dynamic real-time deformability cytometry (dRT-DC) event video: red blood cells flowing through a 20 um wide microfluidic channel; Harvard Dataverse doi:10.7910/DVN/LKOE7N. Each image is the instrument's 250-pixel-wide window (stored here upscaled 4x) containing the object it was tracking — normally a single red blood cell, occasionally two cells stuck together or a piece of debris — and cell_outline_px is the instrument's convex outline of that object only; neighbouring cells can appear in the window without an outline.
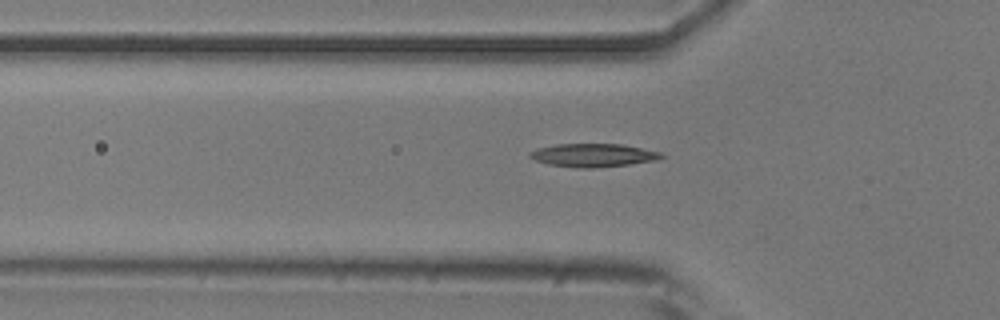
{"species": "common noctule bat (a hibernating species)", "species_latin": "Nyctalus noctula", "temperature_condition": "room temperature", "stored_images_in_passage": 36, "camera_frame_rate_fps": 3000, "um_per_image_px": 0.085, "animal": {"sex": "male", "body_mass_g": 20.5, "forearm_length_mm": 52.5}, "frame": {"image": 1, "passage_image": 5, "time_ms": 1.333, "image_size_px": [1000, 320], "cell_outline_px": [[664, 156], [656, 160], [628, 164], [592, 168], [580, 168], [548, 164], [536, 160], [528, 156], [528, 152], [536, 148], [556, 144], [620, 144], [660, 152]], "centroid_in_image_um": [50.36, 13.19], "position_along_channel_um": 75.4, "area_um2": 17.63}}
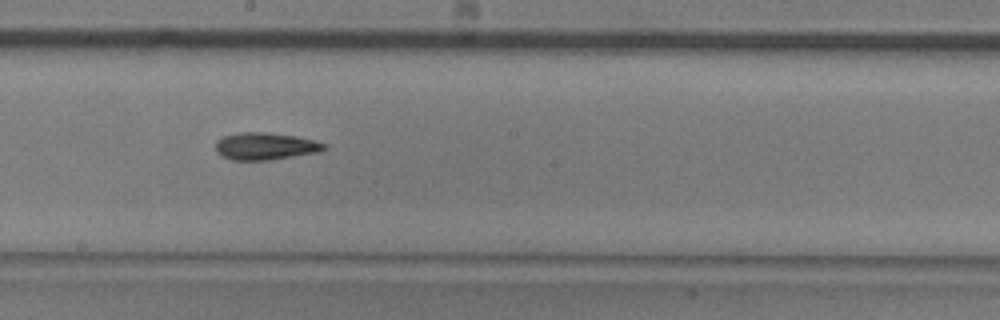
{"frame": {"image": 2, "passage_image": 17, "time_ms": 5.333, "image_size_px": [1000, 320], "cell_outline_px": [[328, 148], [320, 152], [268, 160], [232, 160], [216, 152], [216, 140], [224, 136], [240, 132], [268, 132], [296, 136], [328, 144]], "centroid_in_image_um": [22.58, 12.42], "position_along_channel_um": 225.6, "area_um2": 17.28}}
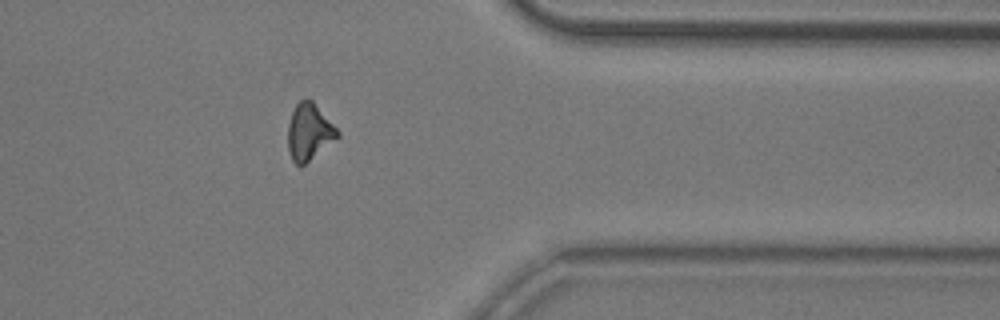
{"frame": {"image": 3, "passage_image": 31, "time_ms": 10.0, "image_size_px": [1000, 320], "cell_outline_px": [[340, 136], [304, 164], [296, 164], [292, 160], [288, 152], [288, 124], [292, 112], [296, 104], [300, 100], [312, 100], [340, 132]], "centroid_in_image_um": [26.27, 11.21], "position_along_channel_um": 385.1, "area_um2": 16.07}}